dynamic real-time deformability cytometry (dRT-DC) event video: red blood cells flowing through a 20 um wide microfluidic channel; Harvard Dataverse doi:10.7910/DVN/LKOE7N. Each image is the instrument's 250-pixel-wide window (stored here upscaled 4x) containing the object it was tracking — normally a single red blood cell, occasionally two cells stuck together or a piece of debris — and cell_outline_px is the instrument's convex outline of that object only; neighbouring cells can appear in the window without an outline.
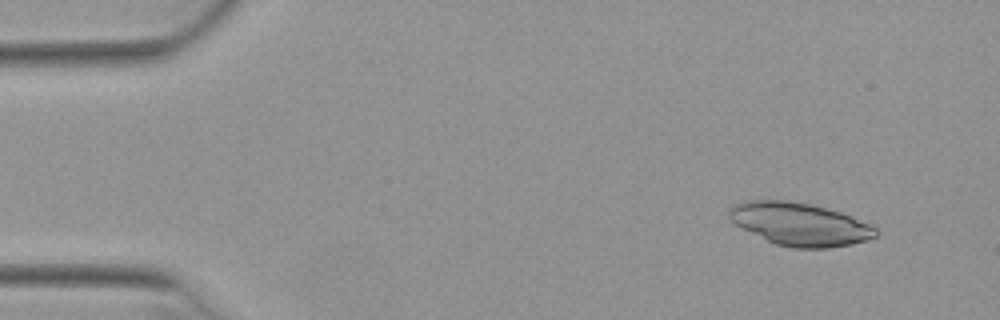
{"species": "Egyptian fruit bat (a non-hibernating species)", "species_latin": "Rousettus aegyptiacus", "temperature_condition": "warm", "stored_images_in_passage": 22, "camera_frame_rate_fps": 3000, "um_per_image_px": 0.085, "animal": {"sex": "female"}, "frame": {"image": 1, "passage_image": 3, "time_ms": 0.667, "image_size_px": [1000, 320], "cell_outline_px": [[880, 232], [876, 236], [868, 240], [852, 244], [828, 248], [792, 248], [776, 244], [732, 224], [728, 220], [728, 208], [736, 204], [748, 200], [788, 200], [812, 204], [840, 212], [872, 224]], "centroid_in_image_um": [67.97, 19.05], "position_along_channel_um": 17.0, "area_um2": 36.99}}